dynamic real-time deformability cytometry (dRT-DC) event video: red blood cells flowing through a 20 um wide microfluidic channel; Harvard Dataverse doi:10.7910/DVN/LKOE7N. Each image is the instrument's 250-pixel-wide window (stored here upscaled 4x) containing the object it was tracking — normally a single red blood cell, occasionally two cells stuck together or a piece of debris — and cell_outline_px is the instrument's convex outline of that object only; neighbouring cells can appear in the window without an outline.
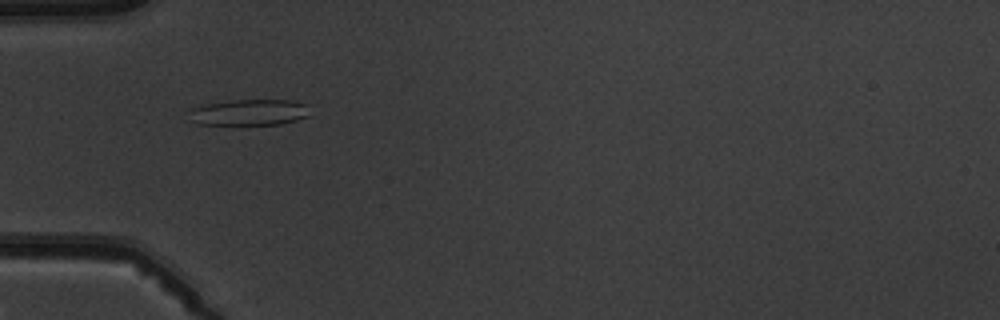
{"species": "common noctule bat (a hibernating species)", "species_latin": "Nyctalus noctula", "temperature_condition": "warm", "stored_images_in_passage": 5, "camera_frame_rate_fps": 3000, "um_per_image_px": 0.085, "animal": {"sex": "male", "body_mass_g": 19.5, "forearm_length_mm": 54.6}, "frame": {"image": 1, "passage_image": 4, "time_ms": 3.667, "image_size_px": [1000, 320], "cell_outline_px": [[308, 116], [296, 120], [280, 124], [196, 124], [192, 108], [208, 104], [236, 100], [288, 100], [308, 104]], "centroid_in_image_um": [21.3, 9.54], "position_along_channel_um": 63.7, "area_um2": 17.74}}
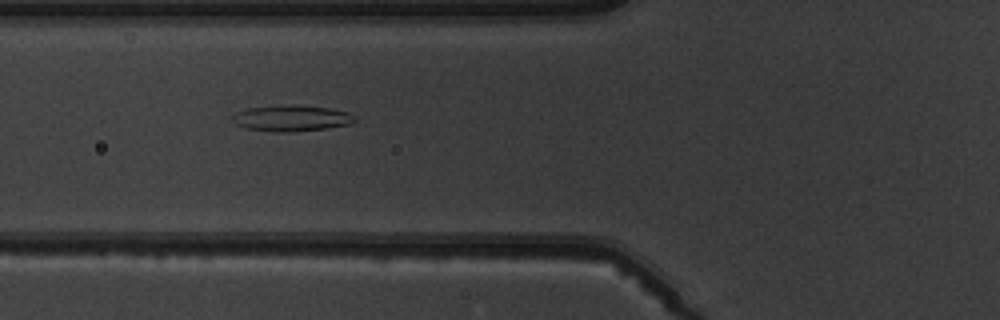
{"frame": {"image": 2, "passage_image": 5, "time_ms": 4.667, "image_size_px": [1000, 320], "cell_outline_px": [[356, 120], [352, 124], [328, 128], [284, 132], [276, 132], [244, 128], [236, 124], [232, 116], [236, 112], [248, 108], [292, 104], [328, 108], [348, 112], [356, 116]], "centroid_in_image_um": [24.8, 10.04], "position_along_channel_um": 101.0, "area_um2": 18.55}}